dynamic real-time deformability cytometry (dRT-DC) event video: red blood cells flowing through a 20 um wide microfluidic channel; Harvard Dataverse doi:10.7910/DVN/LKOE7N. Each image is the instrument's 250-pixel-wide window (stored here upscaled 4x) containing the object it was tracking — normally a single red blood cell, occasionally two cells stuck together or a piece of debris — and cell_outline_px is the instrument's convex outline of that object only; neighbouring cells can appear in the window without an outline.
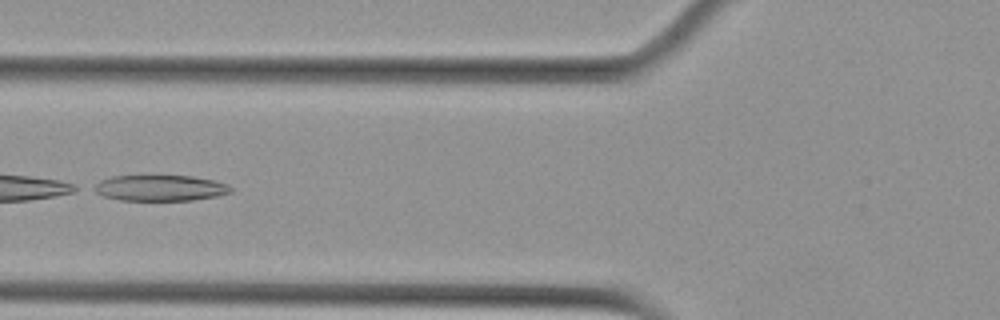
{"species": "Egyptian fruit bat (a non-hibernating species)", "species_latin": "Rousettus aegyptiacus", "temperature_condition": "cold", "stored_images_in_passage": 6, "camera_frame_rate_fps": 3000, "um_per_image_px": 0.085, "animal": {"sex": "female"}, "frame": {"image": 1, "passage_image": 6, "time_ms": 1.667, "image_size_px": [1000, 320], "cell_outline_px": [[232, 192], [216, 196], [192, 200], [120, 200], [104, 196], [88, 188], [92, 184], [100, 180], [112, 176], [192, 176], [212, 180], [228, 184], [232, 188]], "centroid_in_image_um": [13.55, 15.97], "position_along_channel_um": 112.3, "area_um2": 20.69}}